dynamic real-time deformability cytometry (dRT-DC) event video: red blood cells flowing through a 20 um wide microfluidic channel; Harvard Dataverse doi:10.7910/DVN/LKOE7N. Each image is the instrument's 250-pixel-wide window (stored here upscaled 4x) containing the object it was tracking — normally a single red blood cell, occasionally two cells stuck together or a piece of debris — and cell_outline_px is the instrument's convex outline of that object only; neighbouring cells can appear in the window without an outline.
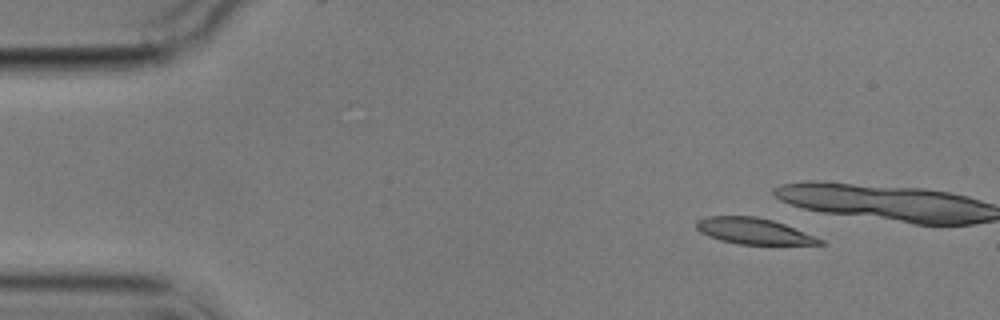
{"species": "common noctule bat (a hibernating species)", "species_latin": "Nyctalus noctula", "temperature_condition": "cold", "stored_images_in_passage": 5, "camera_frame_rate_fps": 3000, "um_per_image_px": 0.085, "animal": {"sex": "male", "body_mass_g": 17.9}, "frame": {"image": 1, "passage_image": 2, "time_ms": 1.333, "image_size_px": [1000, 320], "cell_outline_px": [[824, 244], [740, 244], [720, 240], [708, 236], [700, 232], [696, 228], [696, 220], [704, 216], [756, 216], [772, 220], [784, 224], [824, 240]], "centroid_in_image_um": [64.0, 19.63], "position_along_channel_um": 21.0, "area_um2": 18.61}}